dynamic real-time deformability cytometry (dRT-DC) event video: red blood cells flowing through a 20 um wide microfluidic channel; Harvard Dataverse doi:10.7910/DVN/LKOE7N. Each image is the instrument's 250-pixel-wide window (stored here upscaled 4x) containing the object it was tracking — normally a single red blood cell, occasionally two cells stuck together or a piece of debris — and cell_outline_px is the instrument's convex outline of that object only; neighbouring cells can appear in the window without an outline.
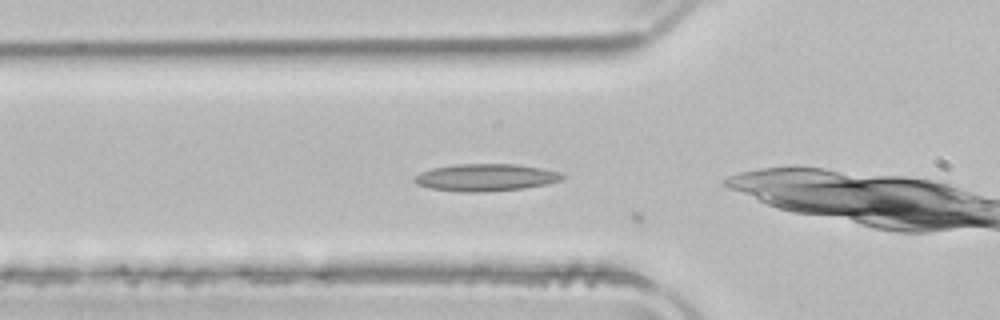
{"species": "common noctule bat (a hibernating species)", "species_latin": "Nyctalus noctula", "temperature_condition": "room temperature", "stored_images_in_passage": 5, "camera_frame_rate_fps": 3000, "um_per_image_px": 0.085, "animal": {"sex": "male", "body_mass_g": 21.5, "forearm_length_mm": 52.0}, "frame": {"image": 1, "passage_image": 4, "time_ms": 1.0, "image_size_px": [1000, 320], "cell_outline_px": [[564, 176], [560, 180], [548, 184], [524, 188], [484, 192], [460, 192], [428, 188], [416, 184], [412, 180], [420, 172], [432, 168], [456, 164], [516, 164], [540, 168], [560, 172]], "centroid_in_image_um": [41.25, 15.09], "position_along_channel_um": 84.6, "area_um2": 23.52}}